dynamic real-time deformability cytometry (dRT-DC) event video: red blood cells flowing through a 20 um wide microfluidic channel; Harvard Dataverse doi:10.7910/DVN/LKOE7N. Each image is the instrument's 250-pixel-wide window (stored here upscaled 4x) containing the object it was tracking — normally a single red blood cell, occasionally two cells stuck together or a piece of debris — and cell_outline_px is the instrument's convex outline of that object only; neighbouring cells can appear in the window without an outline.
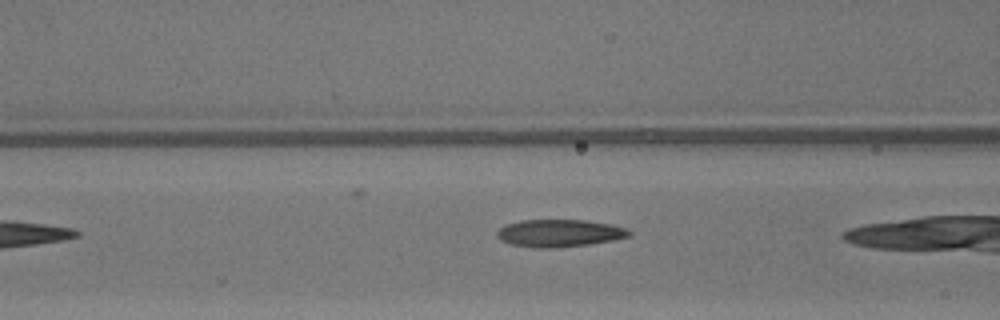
{"species": "common noctule bat (a hibernating species)", "species_latin": "Nyctalus noctula", "temperature_condition": "warm", "stored_images_in_passage": 22, "camera_frame_rate_fps": 3000, "um_per_image_px": 0.085, "animal": {"sex": "male", "body_mass_g": 13.3}, "frame": {"image": 1, "passage_image": 4, "time_ms": 1.0, "image_size_px": [1000, 320], "cell_outline_px": [[632, 236], [592, 244], [556, 248], [532, 248], [512, 244], [500, 240], [496, 236], [496, 232], [500, 228], [508, 224], [524, 220], [584, 220], [612, 224], [628, 228], [632, 232]], "centroid_in_image_um": [47.59, 19.83], "position_along_channel_um": 119.0, "area_um2": 21.33}}
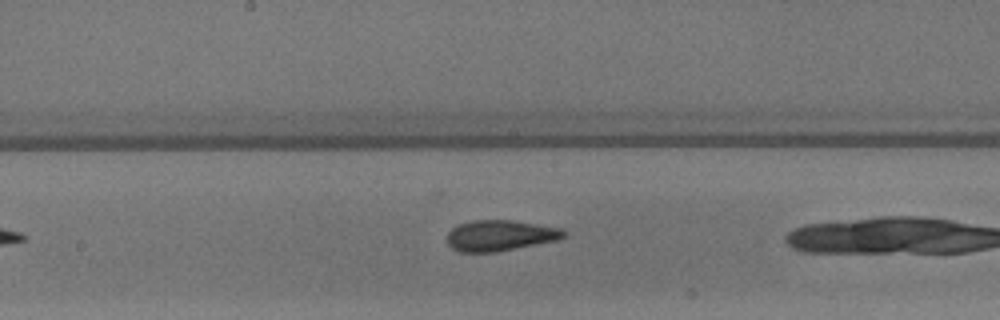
{"frame": {"image": 2, "passage_image": 10, "time_ms": 3.0, "image_size_px": [1000, 320], "cell_outline_px": [[568, 236], [560, 240], [496, 252], [460, 252], [452, 248], [448, 244], [448, 232], [452, 228], [460, 224], [472, 220], [508, 220], [560, 228], [568, 232]], "centroid_in_image_um": [42.55, 20.03], "position_along_channel_um": 205.7, "area_um2": 20.98}}
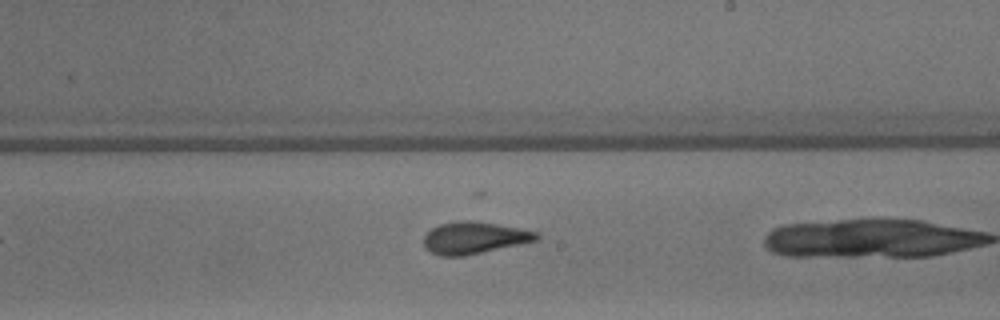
{"frame": {"image": 3, "passage_image": 13, "time_ms": 4.0, "image_size_px": [1000, 320], "cell_outline_px": [[540, 240], [464, 256], [440, 256], [424, 248], [424, 236], [432, 228], [440, 224], [460, 220], [468, 220], [496, 224], [520, 228], [540, 232]], "centroid_in_image_um": [40.34, 20.22], "position_along_channel_um": 248.7, "area_um2": 21.1}}